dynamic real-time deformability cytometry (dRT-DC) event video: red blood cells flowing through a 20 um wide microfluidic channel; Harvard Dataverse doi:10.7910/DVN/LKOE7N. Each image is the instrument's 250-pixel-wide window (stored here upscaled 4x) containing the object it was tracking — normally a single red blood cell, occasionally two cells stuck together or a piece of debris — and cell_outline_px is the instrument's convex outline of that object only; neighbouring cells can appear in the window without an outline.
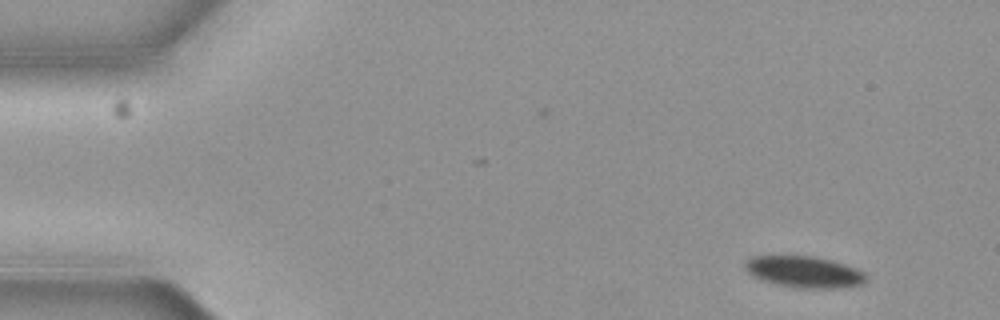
{"species": "common noctule bat (a hibernating species)", "species_latin": "Nyctalus noctula", "temperature_condition": "cold", "stored_images_in_passage": 9, "camera_frame_rate_fps": 3000, "um_per_image_px": 0.085, "animal": {"sex": "female", "body_mass_g": 19.3, "forearm_length_mm": 54.1}, "frame": {"image": 1, "passage_image": 1, "time_ms": 0.0, "image_size_px": [1000, 320], "cell_outline_px": [[868, 280], [864, 284], [840, 288], [796, 288], [776, 284], [752, 276], [744, 268], [744, 264], [752, 256], [816, 256], [832, 260], [856, 268], [864, 272], [868, 276]], "centroid_in_image_um": [68.4, 23.11], "position_along_channel_um": 16.6, "area_um2": 22.37}}
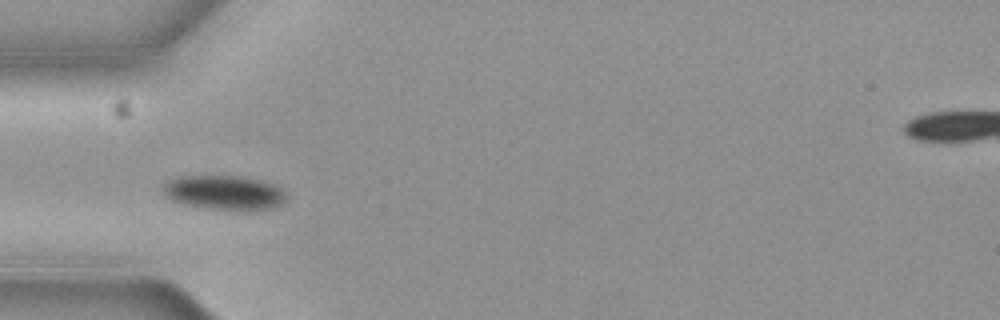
{"frame": {"image": 2, "passage_image": 4, "time_ms": 1.0, "image_size_px": [1000, 320], "cell_outline_px": [[288, 196], [284, 204], [272, 208], [208, 208], [184, 204], [172, 200], [164, 196], [164, 184], [168, 180], [180, 176], [240, 176], [264, 180], [276, 184]], "centroid_in_image_um": [19.09, 16.33], "position_along_channel_um": 65.9, "area_um2": 24.39}}
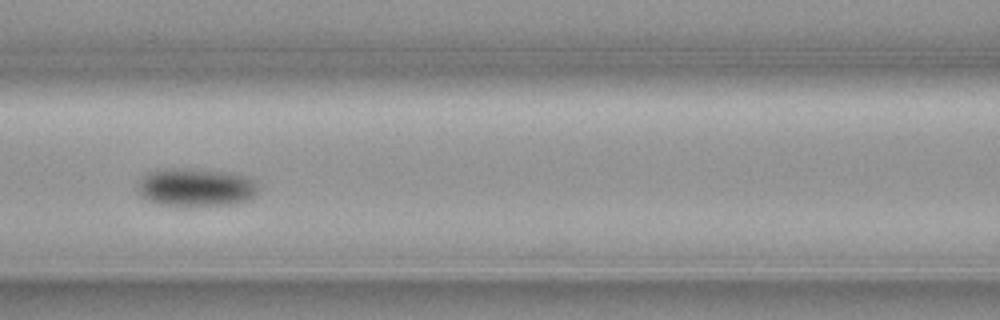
{"frame": {"image": 3, "passage_image": 6, "time_ms": 1.667, "image_size_px": [1000, 320], "cell_outline_px": [[260, 188], [248, 200], [236, 204], [180, 208], [176, 208], [160, 204], [148, 200], [140, 196], [136, 192], [136, 184], [148, 172], [176, 168], [180, 168], [224, 172], [244, 176], [252, 180]], "centroid_in_image_um": [16.59, 15.98], "position_along_channel_um": 150.0, "area_um2": 27.28}}